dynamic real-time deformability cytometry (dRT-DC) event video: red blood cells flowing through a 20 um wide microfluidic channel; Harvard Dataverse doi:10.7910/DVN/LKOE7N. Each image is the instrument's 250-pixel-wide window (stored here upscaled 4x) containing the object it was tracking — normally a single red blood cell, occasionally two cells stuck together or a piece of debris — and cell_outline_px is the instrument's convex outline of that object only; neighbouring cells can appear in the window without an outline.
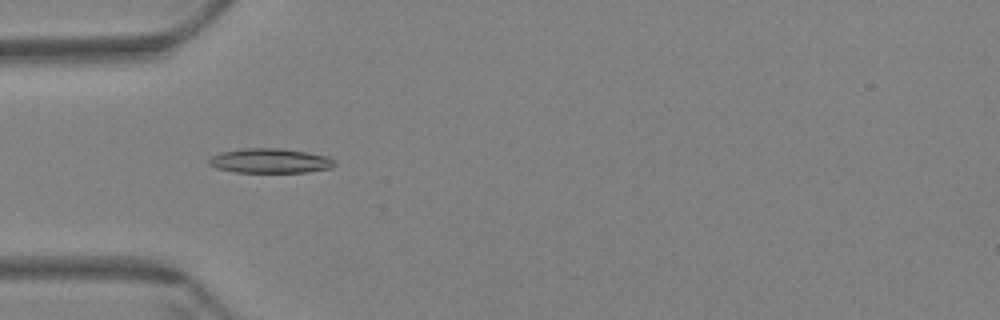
{"species": "Egyptian fruit bat (a non-hibernating species)", "species_latin": "Rousettus aegyptiacus", "temperature_condition": "warm", "stored_images_in_passage": 8, "camera_frame_rate_fps": 3000, "um_per_image_px": 0.085, "animal": {"sex": "female"}, "frame": {"image": 1, "passage_image": 5, "time_ms": 1.333, "image_size_px": [1000, 320], "cell_outline_px": [[336, 164], [332, 168], [304, 172], [236, 172], [216, 168], [208, 164], [208, 160], [212, 156], [220, 152], [244, 148], [280, 148], [328, 156]], "centroid_in_image_um": [22.93, 13.67], "position_along_channel_um": 62.1, "area_um2": 17.92}}